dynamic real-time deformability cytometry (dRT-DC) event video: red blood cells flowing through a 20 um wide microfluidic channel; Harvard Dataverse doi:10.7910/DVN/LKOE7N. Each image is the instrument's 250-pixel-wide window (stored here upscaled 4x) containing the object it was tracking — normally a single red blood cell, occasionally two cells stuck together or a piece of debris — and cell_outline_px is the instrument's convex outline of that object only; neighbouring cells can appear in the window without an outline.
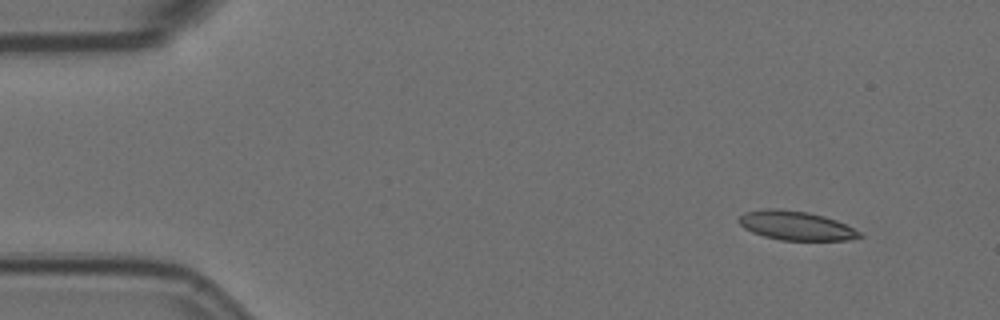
{"species": "Egyptian fruit bat (a non-hibernating species)", "species_latin": "Rousettus aegyptiacus", "temperature_condition": "room temperature", "stored_images_in_passage": 5, "camera_frame_rate_fps": 3000, "um_per_image_px": 0.085, "animal": {"sex": "female"}, "frame": {"image": 1, "passage_image": 1, "time_ms": 0.0, "image_size_px": [1000, 320], "cell_outline_px": [[864, 236], [848, 240], [780, 240], [764, 236], [752, 232], [744, 228], [736, 220], [744, 212], [764, 208], [780, 208], [808, 212], [824, 216], [836, 220], [860, 232]], "centroid_in_image_um": [67.61, 19.16], "position_along_channel_um": 17.4, "area_um2": 20.52}}
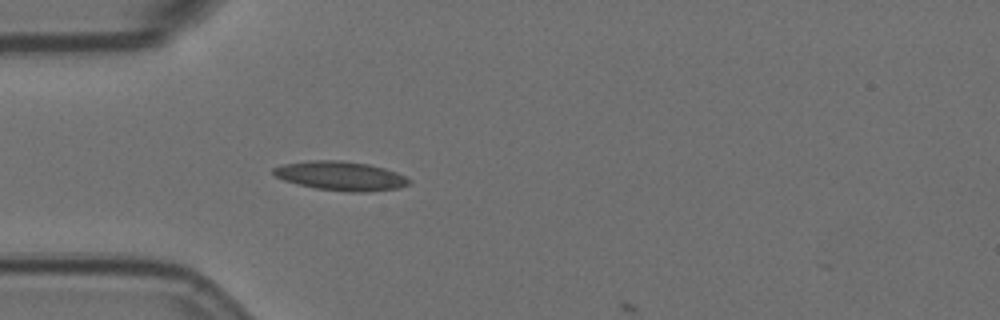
{"frame": {"image": 2, "passage_image": 4, "time_ms": 1.0, "image_size_px": [1000, 320], "cell_outline_px": [[412, 180], [408, 184], [400, 188], [368, 192], [352, 192], [316, 188], [284, 180], [276, 176], [272, 172], [272, 168], [284, 164], [312, 160], [340, 160], [368, 164], [384, 168], [396, 172]], "centroid_in_image_um": [28.98, 14.95], "position_along_channel_um": 56.0, "area_um2": 22.83}}